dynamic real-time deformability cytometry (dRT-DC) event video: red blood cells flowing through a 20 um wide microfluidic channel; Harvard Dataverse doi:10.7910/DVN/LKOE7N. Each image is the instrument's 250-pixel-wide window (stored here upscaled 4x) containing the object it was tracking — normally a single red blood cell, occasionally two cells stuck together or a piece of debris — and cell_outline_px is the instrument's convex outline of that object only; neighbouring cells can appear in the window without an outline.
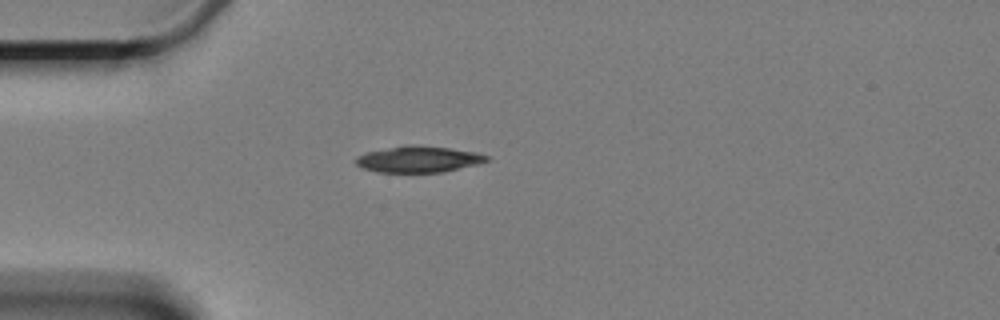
{"species": "Egyptian fruit bat (a non-hibernating species)", "species_latin": "Rousettus aegyptiacus", "temperature_condition": "cold", "stored_images_in_passage": 1, "camera_frame_rate_fps": 3000, "um_per_image_px": 0.085, "animal": {"sex": "female"}, "frame": {"image": 1, "passage_image": 1, "time_ms": 0.0, "image_size_px": [1000, 320], "cell_outline_px": [[492, 160], [480, 164], [444, 172], [380, 172], [364, 168], [356, 164], [356, 156], [368, 152], [408, 144], [420, 144], [476, 152], [488, 156]], "centroid_in_image_um": [35.65, 13.53], "position_along_channel_um": 49.4, "area_um2": 20.11}}